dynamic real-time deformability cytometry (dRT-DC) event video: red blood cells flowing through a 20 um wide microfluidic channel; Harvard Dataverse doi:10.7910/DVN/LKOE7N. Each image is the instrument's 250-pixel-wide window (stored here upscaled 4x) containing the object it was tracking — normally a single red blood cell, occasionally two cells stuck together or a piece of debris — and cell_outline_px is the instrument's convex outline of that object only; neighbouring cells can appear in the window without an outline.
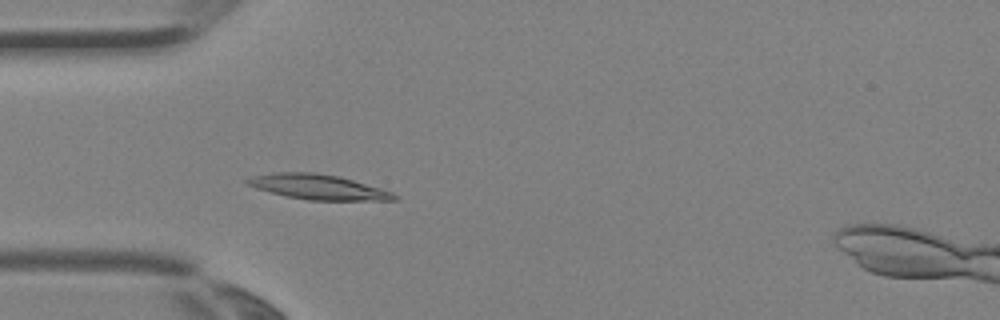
{"species": "Egyptian fruit bat (a non-hibernating species)", "species_latin": "Rousettus aegyptiacus", "temperature_condition": "room temperature", "stored_images_in_passage": 3, "camera_frame_rate_fps": 3000, "um_per_image_px": 0.085, "animal": {"sex": "female"}, "frame": {"image": 1, "passage_image": 2, "time_ms": 0.333, "image_size_px": [1000, 320], "cell_outline_px": [[400, 196], [396, 200], [308, 200], [288, 196], [256, 188], [248, 184], [244, 180], [252, 176], [272, 172], [316, 172], [336, 176], [352, 180], [380, 188], [392, 192]], "centroid_in_image_um": [27.04, 15.88], "position_along_channel_um": 58.0, "area_um2": 21.15}}